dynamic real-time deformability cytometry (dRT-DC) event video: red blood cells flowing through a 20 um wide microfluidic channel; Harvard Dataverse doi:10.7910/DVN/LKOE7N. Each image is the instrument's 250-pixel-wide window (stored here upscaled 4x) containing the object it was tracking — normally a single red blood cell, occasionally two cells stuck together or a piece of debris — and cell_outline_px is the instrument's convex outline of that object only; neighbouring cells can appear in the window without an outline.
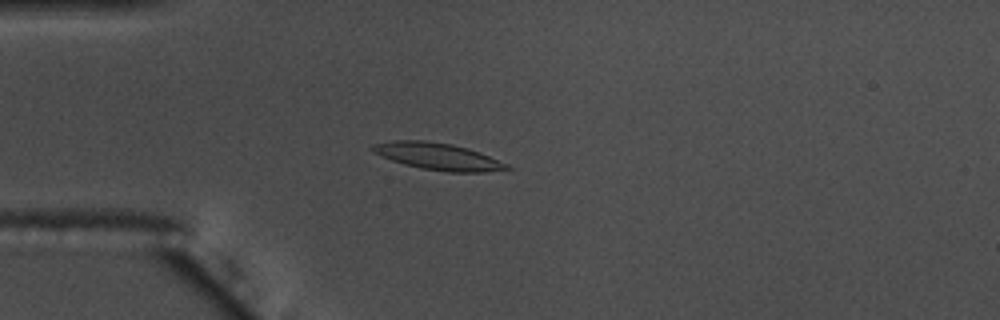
{"species": "common noctule bat (a hibernating species)", "species_latin": "Nyctalus noctula", "temperature_condition": "warm", "stored_images_in_passage": 42, "camera_frame_rate_fps": 3000, "um_per_image_px": 0.085, "animal": {"sex": "male", "body_mass_g": 17.5, "forearm_length_mm": 52.3}, "frame": {"image": 1, "passage_image": 1, "time_ms": 0.0, "image_size_px": [1000, 320], "cell_outline_px": [[512, 168], [484, 172], [448, 172], [424, 168], [404, 164], [392, 160], [372, 152], [372, 144], [392, 140], [424, 140], [452, 144], [468, 148], [508, 164]], "centroid_in_image_um": [37.2, 13.28], "position_along_channel_um": 47.8, "area_um2": 20.81}}
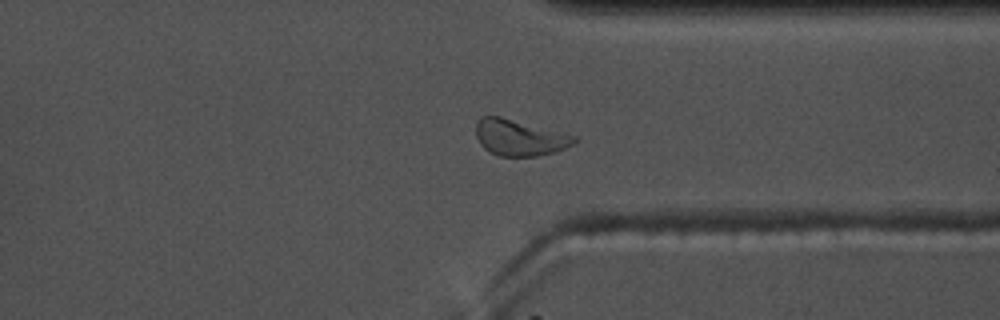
{"frame": {"image": 2, "passage_image": 29, "time_ms": 9.333, "image_size_px": [1000, 320], "cell_outline_px": [[576, 140], [572, 144], [564, 148], [552, 152], [536, 156], [496, 156], [488, 152], [480, 144], [476, 136], [476, 124], [484, 116], [500, 116], [576, 136]], "centroid_in_image_um": [44.11, 11.71], "position_along_channel_um": 367.3, "area_um2": 20.4}}
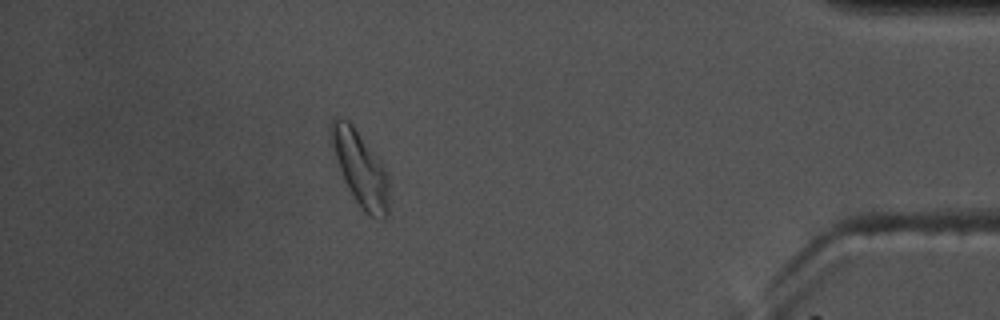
{"frame": {"image": 3, "passage_image": 36, "time_ms": 11.667, "image_size_px": [1000, 320], "cell_outline_px": [[388, 216], [384, 220], [376, 220], [364, 212], [348, 188], [344, 180], [328, 132], [328, 128], [332, 120], [336, 116], [348, 120], [352, 124], [380, 160], [388, 172]], "centroid_in_image_um": [30.64, 14.34], "position_along_channel_um": 404.6, "area_um2": 25.14}, "authors_computed_cell_mechanics": {"area_um2": 19.9988, "velocity_mm_per_s": 3.5968, "shape_relaxation_time_tau1_ms": 3.9387, "shape_relaxation_time_tau2_ms": 4.4915, "deformation_change_tau1": 0.1344, "deformation_change_tau2": 0.1007}}